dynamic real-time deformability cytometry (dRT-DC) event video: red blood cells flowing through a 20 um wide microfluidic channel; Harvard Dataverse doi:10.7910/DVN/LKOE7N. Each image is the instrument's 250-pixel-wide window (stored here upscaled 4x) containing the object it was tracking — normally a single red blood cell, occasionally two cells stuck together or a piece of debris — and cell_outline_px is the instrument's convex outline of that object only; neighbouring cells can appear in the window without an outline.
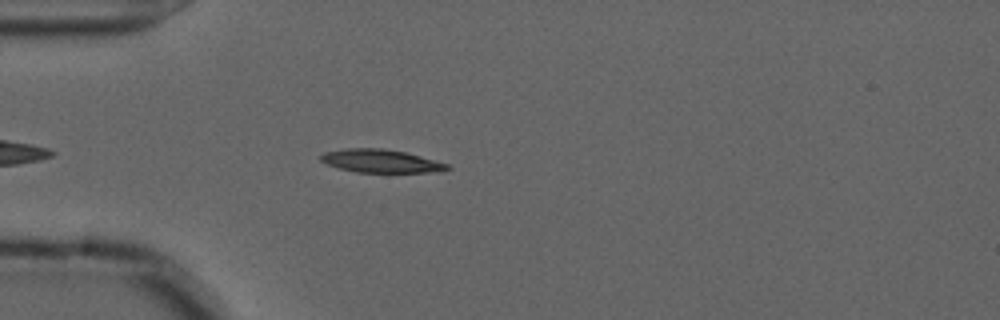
{"species": "common noctule bat (a hibernating species)", "species_latin": "Nyctalus noctula", "temperature_condition": "cold", "stored_images_in_passage": 11, "camera_frame_rate_fps": 3000, "um_per_image_px": 0.085, "animal": {"sex": "male", "forearm_length_mm": 52.5}, "frame": {"image": 1, "passage_image": 3, "time_ms": 0.667, "image_size_px": [1000, 320], "cell_outline_px": [[452, 168], [444, 172], [356, 172], [340, 168], [328, 164], [320, 160], [320, 156], [324, 152], [348, 148], [384, 148], [404, 152], [420, 156], [448, 164]], "centroid_in_image_um": [32.41, 13.69], "position_along_channel_um": 52.6, "area_um2": 16.99}}
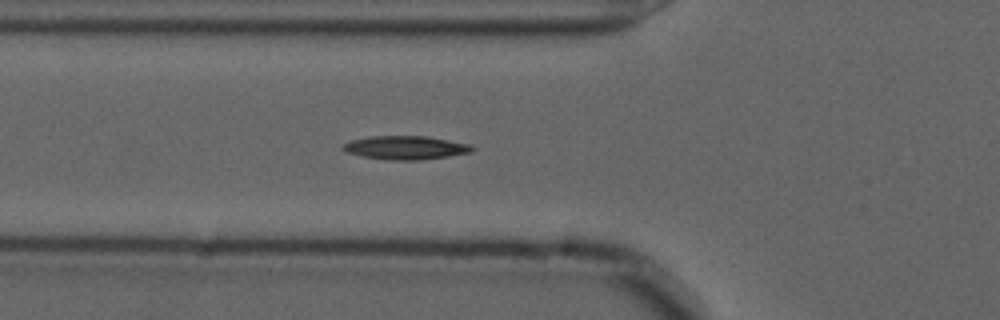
{"frame": {"image": 2, "passage_image": 7, "time_ms": 2.0, "image_size_px": [1000, 320], "cell_outline_px": [[476, 148], [472, 152], [448, 156], [420, 160], [384, 160], [364, 156], [348, 152], [340, 148], [344, 144], [352, 140], [368, 136], [428, 136], [472, 144]], "centroid_in_image_um": [34.53, 12.54], "position_along_channel_um": 91.3, "area_um2": 17.86}}